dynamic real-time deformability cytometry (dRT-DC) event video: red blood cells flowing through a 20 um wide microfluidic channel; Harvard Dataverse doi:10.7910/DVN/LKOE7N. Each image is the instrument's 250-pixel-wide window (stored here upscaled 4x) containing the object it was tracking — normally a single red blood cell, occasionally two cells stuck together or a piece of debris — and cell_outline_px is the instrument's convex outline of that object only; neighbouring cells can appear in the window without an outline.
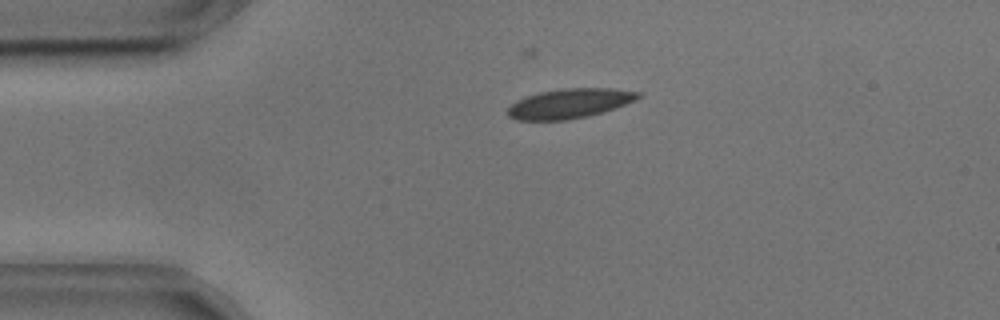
{"species": "common noctule bat (a hibernating species)", "species_latin": "Nyctalus noctula", "temperature_condition": "cold", "stored_images_in_passage": 49, "camera_frame_rate_fps": 3000, "um_per_image_px": 0.085, "animal": {"sex": "male", "body_mass_g": 17.9, "forearm_length_mm": 54.2}, "frame": {"image": 1, "passage_image": 5, "time_ms": 1.333, "image_size_px": [1000, 320], "cell_outline_px": [[640, 96], [624, 104], [604, 112], [588, 116], [568, 120], [516, 120], [508, 116], [508, 108], [516, 100], [540, 92], [564, 88], [608, 88], [640, 92]], "centroid_in_image_um": [48.37, 8.8], "position_along_channel_um": 36.6, "area_um2": 22.25}}
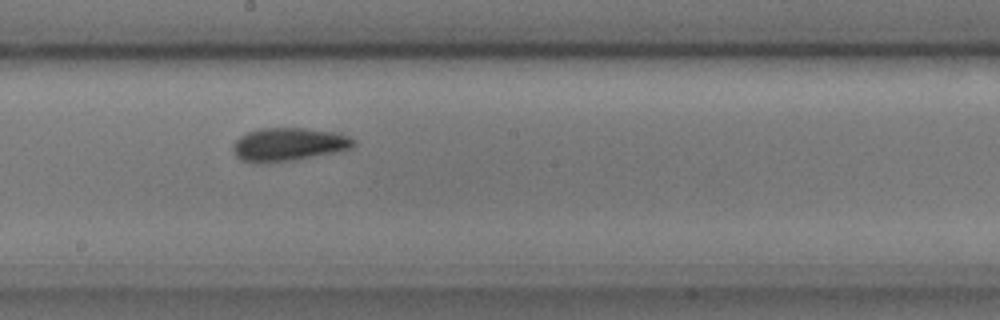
{"frame": {"image": 2, "passage_image": 23, "time_ms": 7.333, "image_size_px": [1000, 320], "cell_outline_px": [[356, 144], [352, 148], [340, 152], [296, 160], [264, 164], [252, 164], [240, 160], [236, 156], [232, 148], [232, 144], [240, 136], [248, 132], [260, 128], [304, 128], [340, 132], [356, 140]], "centroid_in_image_um": [24.55, 12.3], "position_along_channel_um": 223.7, "area_um2": 24.16}}
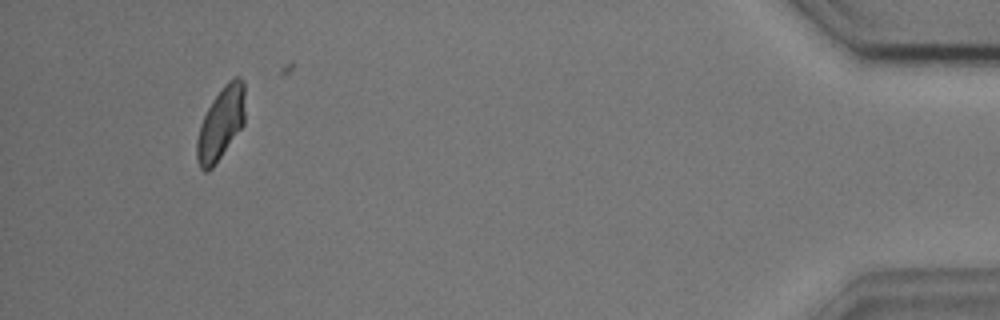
{"frame": {"image": 3, "passage_image": 45, "time_ms": 14.667, "image_size_px": [1000, 320], "cell_outline_px": [[244, 124], [212, 168], [208, 172], [204, 172], [200, 168], [196, 160], [196, 140], [200, 124], [212, 100], [224, 84], [228, 80], [236, 76], [240, 76], [244, 80]], "centroid_in_image_um": [18.76, 10.49], "position_along_channel_um": 416.4, "area_um2": 20.46}}